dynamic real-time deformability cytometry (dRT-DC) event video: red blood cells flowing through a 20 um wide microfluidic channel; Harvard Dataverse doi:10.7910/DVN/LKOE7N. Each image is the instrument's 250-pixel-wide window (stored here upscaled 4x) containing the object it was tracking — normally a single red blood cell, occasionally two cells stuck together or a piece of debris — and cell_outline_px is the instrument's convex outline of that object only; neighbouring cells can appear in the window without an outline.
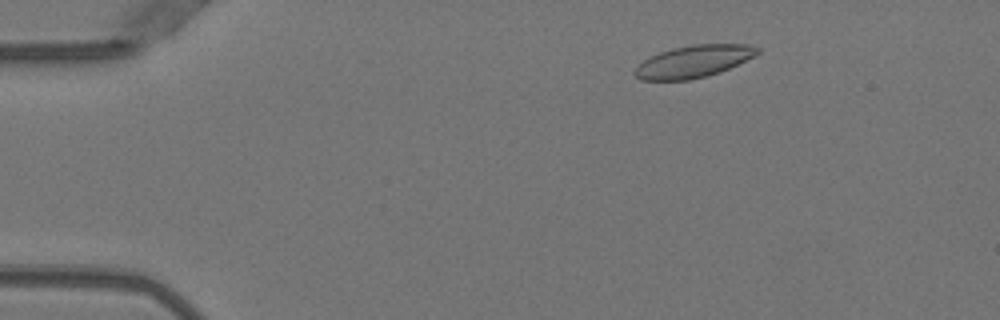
{"species": "Egyptian fruit bat (a non-hibernating species)", "species_latin": "Rousettus aegyptiacus", "temperature_condition": "warm", "stored_images_in_passage": 4, "camera_frame_rate_fps": 3000, "um_per_image_px": 0.085, "animal": {"sex": "female"}, "frame": {"image": 1, "passage_image": 2, "time_ms": 0.333, "image_size_px": [1000, 320], "cell_outline_px": [[760, 52], [720, 72], [708, 76], [688, 80], [640, 80], [632, 72], [644, 60], [660, 52], [672, 48], [692, 44], [748, 44], [760, 48]], "centroid_in_image_um": [58.93, 5.22], "position_along_channel_um": 26.1, "area_um2": 22.77}}